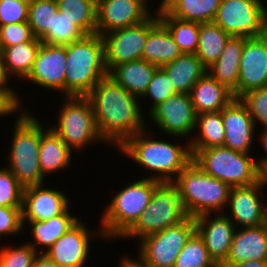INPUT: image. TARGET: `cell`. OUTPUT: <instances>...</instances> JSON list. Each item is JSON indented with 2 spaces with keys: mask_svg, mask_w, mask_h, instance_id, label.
Instances as JSON below:
<instances>
[{
  "mask_svg": "<svg viewBox=\"0 0 267 267\" xmlns=\"http://www.w3.org/2000/svg\"><path fill=\"white\" fill-rule=\"evenodd\" d=\"M86 97L91 102L100 138L106 144L119 149L131 136L148 128L142 116L141 100L109 75Z\"/></svg>",
  "mask_w": 267,
  "mask_h": 267,
  "instance_id": "obj_1",
  "label": "cell"
},
{
  "mask_svg": "<svg viewBox=\"0 0 267 267\" xmlns=\"http://www.w3.org/2000/svg\"><path fill=\"white\" fill-rule=\"evenodd\" d=\"M145 128L131 136L119 149L134 163L149 170V177L159 182H173L179 173L192 161L189 141L185 146L170 141L155 140ZM185 148H184V147ZM157 172V173H156Z\"/></svg>",
  "mask_w": 267,
  "mask_h": 267,
  "instance_id": "obj_2",
  "label": "cell"
},
{
  "mask_svg": "<svg viewBox=\"0 0 267 267\" xmlns=\"http://www.w3.org/2000/svg\"><path fill=\"white\" fill-rule=\"evenodd\" d=\"M65 96L86 97L108 71L104 42L97 33L66 45Z\"/></svg>",
  "mask_w": 267,
  "mask_h": 267,
  "instance_id": "obj_3",
  "label": "cell"
},
{
  "mask_svg": "<svg viewBox=\"0 0 267 267\" xmlns=\"http://www.w3.org/2000/svg\"><path fill=\"white\" fill-rule=\"evenodd\" d=\"M183 208L189 217L196 218L208 213H221L227 208L231 186L206 174L191 161L176 177ZM217 211V212H216Z\"/></svg>",
  "mask_w": 267,
  "mask_h": 267,
  "instance_id": "obj_4",
  "label": "cell"
},
{
  "mask_svg": "<svg viewBox=\"0 0 267 267\" xmlns=\"http://www.w3.org/2000/svg\"><path fill=\"white\" fill-rule=\"evenodd\" d=\"M28 112V113H27ZM7 168L25 189L45 184L39 165L40 121L26 109L16 116Z\"/></svg>",
  "mask_w": 267,
  "mask_h": 267,
  "instance_id": "obj_5",
  "label": "cell"
},
{
  "mask_svg": "<svg viewBox=\"0 0 267 267\" xmlns=\"http://www.w3.org/2000/svg\"><path fill=\"white\" fill-rule=\"evenodd\" d=\"M160 182L143 177L132 181L114 195L101 214L100 228L105 239L119 240L149 205L155 187ZM110 239V240H109Z\"/></svg>",
  "mask_w": 267,
  "mask_h": 267,
  "instance_id": "obj_6",
  "label": "cell"
},
{
  "mask_svg": "<svg viewBox=\"0 0 267 267\" xmlns=\"http://www.w3.org/2000/svg\"><path fill=\"white\" fill-rule=\"evenodd\" d=\"M177 186L173 182H160L151 196L149 205L137 221L120 237L140 239L177 225L187 218Z\"/></svg>",
  "mask_w": 267,
  "mask_h": 267,
  "instance_id": "obj_7",
  "label": "cell"
},
{
  "mask_svg": "<svg viewBox=\"0 0 267 267\" xmlns=\"http://www.w3.org/2000/svg\"><path fill=\"white\" fill-rule=\"evenodd\" d=\"M193 159L206 174L226 182L231 187L248 186L259 181L256 159L225 146L191 150Z\"/></svg>",
  "mask_w": 267,
  "mask_h": 267,
  "instance_id": "obj_8",
  "label": "cell"
},
{
  "mask_svg": "<svg viewBox=\"0 0 267 267\" xmlns=\"http://www.w3.org/2000/svg\"><path fill=\"white\" fill-rule=\"evenodd\" d=\"M64 100L59 109L58 124L50 127L61 140L72 151H80L99 141L104 143L99 135L90 100L80 96H64Z\"/></svg>",
  "mask_w": 267,
  "mask_h": 267,
  "instance_id": "obj_9",
  "label": "cell"
},
{
  "mask_svg": "<svg viewBox=\"0 0 267 267\" xmlns=\"http://www.w3.org/2000/svg\"><path fill=\"white\" fill-rule=\"evenodd\" d=\"M232 37H260L267 33L265 0H221L213 21Z\"/></svg>",
  "mask_w": 267,
  "mask_h": 267,
  "instance_id": "obj_10",
  "label": "cell"
},
{
  "mask_svg": "<svg viewBox=\"0 0 267 267\" xmlns=\"http://www.w3.org/2000/svg\"><path fill=\"white\" fill-rule=\"evenodd\" d=\"M195 231V218L188 216L177 225L140 239L138 256L149 267H174L180 251Z\"/></svg>",
  "mask_w": 267,
  "mask_h": 267,
  "instance_id": "obj_11",
  "label": "cell"
},
{
  "mask_svg": "<svg viewBox=\"0 0 267 267\" xmlns=\"http://www.w3.org/2000/svg\"><path fill=\"white\" fill-rule=\"evenodd\" d=\"M155 12L142 23L102 35L105 66L108 73L119 64L142 59L147 36L160 22L157 11Z\"/></svg>",
  "mask_w": 267,
  "mask_h": 267,
  "instance_id": "obj_12",
  "label": "cell"
},
{
  "mask_svg": "<svg viewBox=\"0 0 267 267\" xmlns=\"http://www.w3.org/2000/svg\"><path fill=\"white\" fill-rule=\"evenodd\" d=\"M149 119H152L151 122L153 121L155 127L164 134L174 136L173 138H184L185 136L190 141L192 133L195 132L197 119L191 95L188 93L174 94L156 106L149 113Z\"/></svg>",
  "mask_w": 267,
  "mask_h": 267,
  "instance_id": "obj_13",
  "label": "cell"
},
{
  "mask_svg": "<svg viewBox=\"0 0 267 267\" xmlns=\"http://www.w3.org/2000/svg\"><path fill=\"white\" fill-rule=\"evenodd\" d=\"M85 224L79 218L44 254L59 267H84L91 250V238H105L101 228L89 231Z\"/></svg>",
  "mask_w": 267,
  "mask_h": 267,
  "instance_id": "obj_14",
  "label": "cell"
},
{
  "mask_svg": "<svg viewBox=\"0 0 267 267\" xmlns=\"http://www.w3.org/2000/svg\"><path fill=\"white\" fill-rule=\"evenodd\" d=\"M147 0H97L96 33L100 36L147 20L152 12Z\"/></svg>",
  "mask_w": 267,
  "mask_h": 267,
  "instance_id": "obj_15",
  "label": "cell"
},
{
  "mask_svg": "<svg viewBox=\"0 0 267 267\" xmlns=\"http://www.w3.org/2000/svg\"><path fill=\"white\" fill-rule=\"evenodd\" d=\"M263 187L260 180L248 186H234L230 190L227 207L228 218L234 223L236 229L255 227L267 223V204H264Z\"/></svg>",
  "mask_w": 267,
  "mask_h": 267,
  "instance_id": "obj_16",
  "label": "cell"
},
{
  "mask_svg": "<svg viewBox=\"0 0 267 267\" xmlns=\"http://www.w3.org/2000/svg\"><path fill=\"white\" fill-rule=\"evenodd\" d=\"M66 46L41 44L25 82L65 95Z\"/></svg>",
  "mask_w": 267,
  "mask_h": 267,
  "instance_id": "obj_17",
  "label": "cell"
},
{
  "mask_svg": "<svg viewBox=\"0 0 267 267\" xmlns=\"http://www.w3.org/2000/svg\"><path fill=\"white\" fill-rule=\"evenodd\" d=\"M267 87V33L246 38L238 77V98L247 91Z\"/></svg>",
  "mask_w": 267,
  "mask_h": 267,
  "instance_id": "obj_18",
  "label": "cell"
},
{
  "mask_svg": "<svg viewBox=\"0 0 267 267\" xmlns=\"http://www.w3.org/2000/svg\"><path fill=\"white\" fill-rule=\"evenodd\" d=\"M218 214L213 217V213L198 216L195 223L210 257L220 267L228 258L236 226L223 211Z\"/></svg>",
  "mask_w": 267,
  "mask_h": 267,
  "instance_id": "obj_19",
  "label": "cell"
},
{
  "mask_svg": "<svg viewBox=\"0 0 267 267\" xmlns=\"http://www.w3.org/2000/svg\"><path fill=\"white\" fill-rule=\"evenodd\" d=\"M39 184L25 188L22 201L23 221H45L63 214L71 205L69 196Z\"/></svg>",
  "mask_w": 267,
  "mask_h": 267,
  "instance_id": "obj_20",
  "label": "cell"
},
{
  "mask_svg": "<svg viewBox=\"0 0 267 267\" xmlns=\"http://www.w3.org/2000/svg\"><path fill=\"white\" fill-rule=\"evenodd\" d=\"M221 112L225 129L223 146L238 152L251 153L257 128L246 105L239 98H234Z\"/></svg>",
  "mask_w": 267,
  "mask_h": 267,
  "instance_id": "obj_21",
  "label": "cell"
},
{
  "mask_svg": "<svg viewBox=\"0 0 267 267\" xmlns=\"http://www.w3.org/2000/svg\"><path fill=\"white\" fill-rule=\"evenodd\" d=\"M236 230L228 258L220 267L252 260H267V223Z\"/></svg>",
  "mask_w": 267,
  "mask_h": 267,
  "instance_id": "obj_22",
  "label": "cell"
},
{
  "mask_svg": "<svg viewBox=\"0 0 267 267\" xmlns=\"http://www.w3.org/2000/svg\"><path fill=\"white\" fill-rule=\"evenodd\" d=\"M245 37H230L219 59L207 68V73L226 86L238 98V77Z\"/></svg>",
  "mask_w": 267,
  "mask_h": 267,
  "instance_id": "obj_23",
  "label": "cell"
},
{
  "mask_svg": "<svg viewBox=\"0 0 267 267\" xmlns=\"http://www.w3.org/2000/svg\"><path fill=\"white\" fill-rule=\"evenodd\" d=\"M40 122L39 165L44 178L47 174L67 170L72 163V150L61 140L54 130L44 128ZM44 128V129H43ZM46 176V177H45Z\"/></svg>",
  "mask_w": 267,
  "mask_h": 267,
  "instance_id": "obj_24",
  "label": "cell"
},
{
  "mask_svg": "<svg viewBox=\"0 0 267 267\" xmlns=\"http://www.w3.org/2000/svg\"><path fill=\"white\" fill-rule=\"evenodd\" d=\"M190 95L197 115L221 111L235 98L232 91L208 73L195 83Z\"/></svg>",
  "mask_w": 267,
  "mask_h": 267,
  "instance_id": "obj_25",
  "label": "cell"
},
{
  "mask_svg": "<svg viewBox=\"0 0 267 267\" xmlns=\"http://www.w3.org/2000/svg\"><path fill=\"white\" fill-rule=\"evenodd\" d=\"M158 68L155 64L138 59L119 64L108 75L132 95L141 98Z\"/></svg>",
  "mask_w": 267,
  "mask_h": 267,
  "instance_id": "obj_26",
  "label": "cell"
},
{
  "mask_svg": "<svg viewBox=\"0 0 267 267\" xmlns=\"http://www.w3.org/2000/svg\"><path fill=\"white\" fill-rule=\"evenodd\" d=\"M69 207L63 214L55 216L45 221H23L24 229L26 223L31 229L30 234L33 237V242H28L38 253L47 251L55 241L63 236L71 226L79 219L71 214ZM39 245L41 250H39ZM44 249V251H42ZM46 249V250H45Z\"/></svg>",
  "mask_w": 267,
  "mask_h": 267,
  "instance_id": "obj_27",
  "label": "cell"
},
{
  "mask_svg": "<svg viewBox=\"0 0 267 267\" xmlns=\"http://www.w3.org/2000/svg\"><path fill=\"white\" fill-rule=\"evenodd\" d=\"M162 68L178 93L190 94L195 83L207 73V68L196 54L182 53Z\"/></svg>",
  "mask_w": 267,
  "mask_h": 267,
  "instance_id": "obj_28",
  "label": "cell"
},
{
  "mask_svg": "<svg viewBox=\"0 0 267 267\" xmlns=\"http://www.w3.org/2000/svg\"><path fill=\"white\" fill-rule=\"evenodd\" d=\"M182 54L168 29L159 22L148 34L142 59L158 67L174 61Z\"/></svg>",
  "mask_w": 267,
  "mask_h": 267,
  "instance_id": "obj_29",
  "label": "cell"
},
{
  "mask_svg": "<svg viewBox=\"0 0 267 267\" xmlns=\"http://www.w3.org/2000/svg\"><path fill=\"white\" fill-rule=\"evenodd\" d=\"M221 0H164L160 6L172 17L197 23L213 22Z\"/></svg>",
  "mask_w": 267,
  "mask_h": 267,
  "instance_id": "obj_30",
  "label": "cell"
},
{
  "mask_svg": "<svg viewBox=\"0 0 267 267\" xmlns=\"http://www.w3.org/2000/svg\"><path fill=\"white\" fill-rule=\"evenodd\" d=\"M42 42L34 38L30 42L6 47L1 50L8 76L25 80L31 72Z\"/></svg>",
  "mask_w": 267,
  "mask_h": 267,
  "instance_id": "obj_31",
  "label": "cell"
},
{
  "mask_svg": "<svg viewBox=\"0 0 267 267\" xmlns=\"http://www.w3.org/2000/svg\"><path fill=\"white\" fill-rule=\"evenodd\" d=\"M195 134L197 135H195V137L192 136V139L189 141L191 150H201L210 147L223 146L225 140V129L223 125L222 112L217 111L198 114Z\"/></svg>",
  "mask_w": 267,
  "mask_h": 267,
  "instance_id": "obj_32",
  "label": "cell"
},
{
  "mask_svg": "<svg viewBox=\"0 0 267 267\" xmlns=\"http://www.w3.org/2000/svg\"><path fill=\"white\" fill-rule=\"evenodd\" d=\"M158 6L159 21L168 29L181 52L195 54L199 42L200 23L174 18Z\"/></svg>",
  "mask_w": 267,
  "mask_h": 267,
  "instance_id": "obj_33",
  "label": "cell"
},
{
  "mask_svg": "<svg viewBox=\"0 0 267 267\" xmlns=\"http://www.w3.org/2000/svg\"><path fill=\"white\" fill-rule=\"evenodd\" d=\"M231 36L214 22L201 23L196 55L206 68L215 63Z\"/></svg>",
  "mask_w": 267,
  "mask_h": 267,
  "instance_id": "obj_34",
  "label": "cell"
},
{
  "mask_svg": "<svg viewBox=\"0 0 267 267\" xmlns=\"http://www.w3.org/2000/svg\"><path fill=\"white\" fill-rule=\"evenodd\" d=\"M58 10L86 35L96 33L97 0H56Z\"/></svg>",
  "mask_w": 267,
  "mask_h": 267,
  "instance_id": "obj_35",
  "label": "cell"
},
{
  "mask_svg": "<svg viewBox=\"0 0 267 267\" xmlns=\"http://www.w3.org/2000/svg\"><path fill=\"white\" fill-rule=\"evenodd\" d=\"M174 267H219L210 257L203 238L195 231L176 258Z\"/></svg>",
  "mask_w": 267,
  "mask_h": 267,
  "instance_id": "obj_36",
  "label": "cell"
},
{
  "mask_svg": "<svg viewBox=\"0 0 267 267\" xmlns=\"http://www.w3.org/2000/svg\"><path fill=\"white\" fill-rule=\"evenodd\" d=\"M57 11L56 0H30L27 22L36 38L41 39L52 30L53 14Z\"/></svg>",
  "mask_w": 267,
  "mask_h": 267,
  "instance_id": "obj_37",
  "label": "cell"
},
{
  "mask_svg": "<svg viewBox=\"0 0 267 267\" xmlns=\"http://www.w3.org/2000/svg\"><path fill=\"white\" fill-rule=\"evenodd\" d=\"M86 34L59 10L53 14L52 30L40 41L43 44L66 46L83 38Z\"/></svg>",
  "mask_w": 267,
  "mask_h": 267,
  "instance_id": "obj_38",
  "label": "cell"
},
{
  "mask_svg": "<svg viewBox=\"0 0 267 267\" xmlns=\"http://www.w3.org/2000/svg\"><path fill=\"white\" fill-rule=\"evenodd\" d=\"M176 93L178 92L175 90L174 84L169 79V76L162 67H159L155 71L149 86L140 99L143 100L144 98L146 99V97L151 99V109L149 108L147 110L149 114L156 106Z\"/></svg>",
  "mask_w": 267,
  "mask_h": 267,
  "instance_id": "obj_39",
  "label": "cell"
},
{
  "mask_svg": "<svg viewBox=\"0 0 267 267\" xmlns=\"http://www.w3.org/2000/svg\"><path fill=\"white\" fill-rule=\"evenodd\" d=\"M3 247V248H2ZM0 247V267H32L38 252L28 243Z\"/></svg>",
  "mask_w": 267,
  "mask_h": 267,
  "instance_id": "obj_40",
  "label": "cell"
},
{
  "mask_svg": "<svg viewBox=\"0 0 267 267\" xmlns=\"http://www.w3.org/2000/svg\"><path fill=\"white\" fill-rule=\"evenodd\" d=\"M24 188L6 167L0 169V206L22 207Z\"/></svg>",
  "mask_w": 267,
  "mask_h": 267,
  "instance_id": "obj_41",
  "label": "cell"
},
{
  "mask_svg": "<svg viewBox=\"0 0 267 267\" xmlns=\"http://www.w3.org/2000/svg\"><path fill=\"white\" fill-rule=\"evenodd\" d=\"M247 107L255 126L267 130V87L247 91L239 98Z\"/></svg>",
  "mask_w": 267,
  "mask_h": 267,
  "instance_id": "obj_42",
  "label": "cell"
},
{
  "mask_svg": "<svg viewBox=\"0 0 267 267\" xmlns=\"http://www.w3.org/2000/svg\"><path fill=\"white\" fill-rule=\"evenodd\" d=\"M35 38L28 22L0 26V51Z\"/></svg>",
  "mask_w": 267,
  "mask_h": 267,
  "instance_id": "obj_43",
  "label": "cell"
},
{
  "mask_svg": "<svg viewBox=\"0 0 267 267\" xmlns=\"http://www.w3.org/2000/svg\"><path fill=\"white\" fill-rule=\"evenodd\" d=\"M30 0H0V26L28 21Z\"/></svg>",
  "mask_w": 267,
  "mask_h": 267,
  "instance_id": "obj_44",
  "label": "cell"
},
{
  "mask_svg": "<svg viewBox=\"0 0 267 267\" xmlns=\"http://www.w3.org/2000/svg\"><path fill=\"white\" fill-rule=\"evenodd\" d=\"M23 230L22 207L0 206V240L3 235H20Z\"/></svg>",
  "mask_w": 267,
  "mask_h": 267,
  "instance_id": "obj_45",
  "label": "cell"
},
{
  "mask_svg": "<svg viewBox=\"0 0 267 267\" xmlns=\"http://www.w3.org/2000/svg\"><path fill=\"white\" fill-rule=\"evenodd\" d=\"M20 100L15 89L0 88V118L5 117V115H13V113H22L24 110L20 109L22 107Z\"/></svg>",
  "mask_w": 267,
  "mask_h": 267,
  "instance_id": "obj_46",
  "label": "cell"
},
{
  "mask_svg": "<svg viewBox=\"0 0 267 267\" xmlns=\"http://www.w3.org/2000/svg\"><path fill=\"white\" fill-rule=\"evenodd\" d=\"M118 267H149L139 256L138 258L124 255Z\"/></svg>",
  "mask_w": 267,
  "mask_h": 267,
  "instance_id": "obj_47",
  "label": "cell"
},
{
  "mask_svg": "<svg viewBox=\"0 0 267 267\" xmlns=\"http://www.w3.org/2000/svg\"><path fill=\"white\" fill-rule=\"evenodd\" d=\"M259 136V142L262 144V149H264V152L266 153L263 157L261 156L260 159L256 161L260 171L267 164V130H263Z\"/></svg>",
  "mask_w": 267,
  "mask_h": 267,
  "instance_id": "obj_48",
  "label": "cell"
},
{
  "mask_svg": "<svg viewBox=\"0 0 267 267\" xmlns=\"http://www.w3.org/2000/svg\"><path fill=\"white\" fill-rule=\"evenodd\" d=\"M32 267H59L54 261H52L46 254L38 253L34 259Z\"/></svg>",
  "mask_w": 267,
  "mask_h": 267,
  "instance_id": "obj_49",
  "label": "cell"
},
{
  "mask_svg": "<svg viewBox=\"0 0 267 267\" xmlns=\"http://www.w3.org/2000/svg\"><path fill=\"white\" fill-rule=\"evenodd\" d=\"M10 81V77L8 76L6 69H5V64L3 61V56L0 51V88H13V86L7 85Z\"/></svg>",
  "mask_w": 267,
  "mask_h": 267,
  "instance_id": "obj_50",
  "label": "cell"
},
{
  "mask_svg": "<svg viewBox=\"0 0 267 267\" xmlns=\"http://www.w3.org/2000/svg\"><path fill=\"white\" fill-rule=\"evenodd\" d=\"M228 267H267V260H252L229 265Z\"/></svg>",
  "mask_w": 267,
  "mask_h": 267,
  "instance_id": "obj_51",
  "label": "cell"
},
{
  "mask_svg": "<svg viewBox=\"0 0 267 267\" xmlns=\"http://www.w3.org/2000/svg\"><path fill=\"white\" fill-rule=\"evenodd\" d=\"M259 180L265 189L267 186V164L259 171Z\"/></svg>",
  "mask_w": 267,
  "mask_h": 267,
  "instance_id": "obj_52",
  "label": "cell"
}]
</instances>
